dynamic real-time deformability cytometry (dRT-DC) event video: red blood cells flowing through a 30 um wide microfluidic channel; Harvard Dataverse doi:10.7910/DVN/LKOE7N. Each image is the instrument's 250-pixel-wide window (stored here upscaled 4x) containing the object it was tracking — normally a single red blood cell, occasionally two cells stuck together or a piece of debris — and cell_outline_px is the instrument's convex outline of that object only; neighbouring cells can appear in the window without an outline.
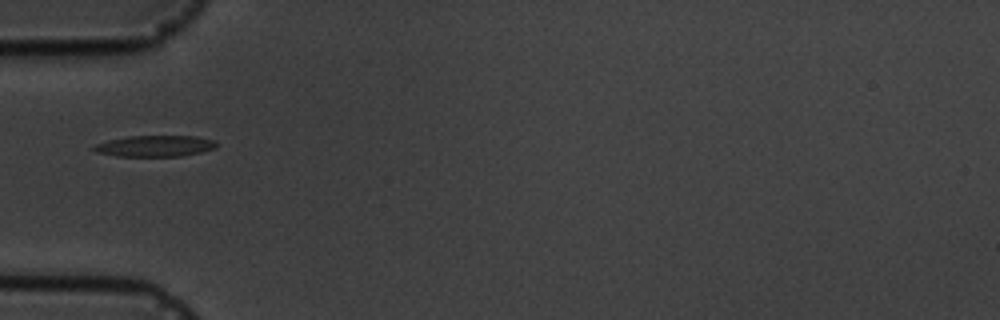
{"species": "common noctule bat (a hibernating species)", "species_latin": "Nyctalus noctula", "temperature_condition": "cold", "stored_images_in_passage": 12, "camera_frame_rate_fps": 3000, "um_per_image_px": 0.085, "animal": {"sex": "male", "body_mass_g": 19.5, "forearm_length_mm": 54.6}, "frame": {"image": 1, "passage_image": 2, "time_ms": 1.333, "image_size_px": [1000, 320], "cell_outline_px": [[216, 148], [200, 152], [180, 156], [116, 156], [96, 152], [92, 148], [96, 144], [108, 140], [128, 136], [196, 136], [216, 140]], "centroid_in_image_um": [13.18, 12.4], "position_along_channel_um": 71.8, "area_um2": 15.09}}
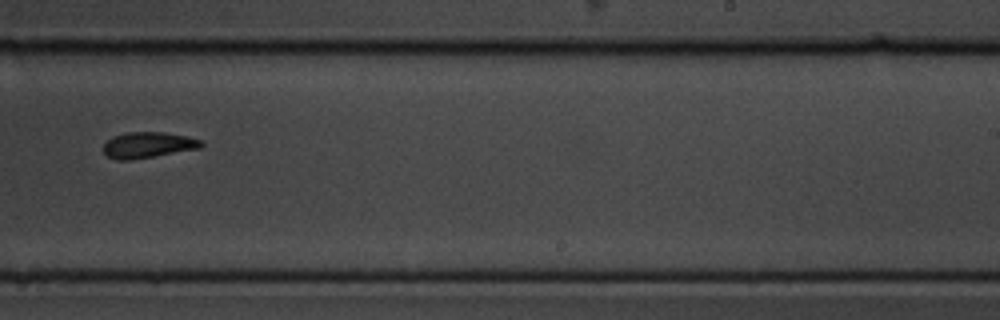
{"frame": {"image": 2, "passage_image": 7, "time_ms": 7.0, "image_size_px": [1000, 320], "cell_outline_px": [[204, 144], [200, 148], [132, 160], [116, 160], [108, 156], [104, 152], [104, 144], [112, 136], [128, 132], [164, 132], [188, 136], [200, 140]], "centroid_in_image_um": [12.58, 12.32], "position_along_channel_um": 276.4, "area_um2": 14.74}}
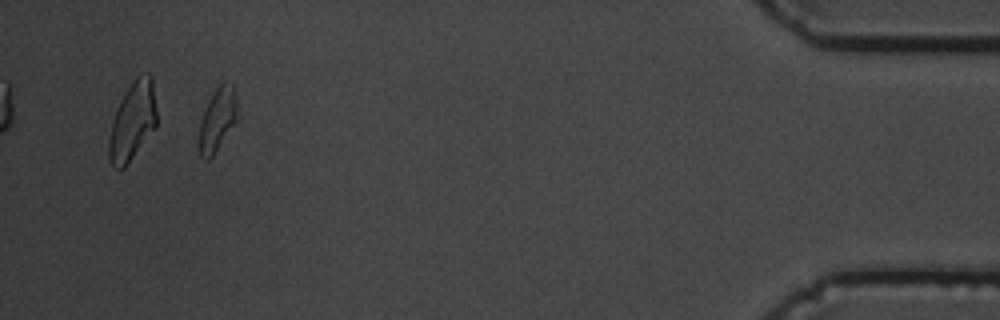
{"frame": {"image": 3, "passage_image": 12, "time_ms": 12.667, "image_size_px": [1000, 320], "cell_outline_px": [[240, 120], [212, 156], [208, 160], [204, 160], [200, 156], [196, 144], [200, 120], [204, 108], [212, 92], [224, 80], [232, 84], [236, 96], [240, 116]], "centroid_in_image_um": [18.49, 10.18], "position_along_channel_um": 416.7, "area_um2": 15.26}, "authors_computed_cell_mechanics": {"area_um2": 15.1147, "velocity_mm_per_s": 3.622, "shape_relaxation_time_tau1_ms": 3.627, "shape_relaxation_time_tau2_ms": 1.3486, "deformation_change_tau1": 0.1283, "deformation_change_tau2": 0.09}}